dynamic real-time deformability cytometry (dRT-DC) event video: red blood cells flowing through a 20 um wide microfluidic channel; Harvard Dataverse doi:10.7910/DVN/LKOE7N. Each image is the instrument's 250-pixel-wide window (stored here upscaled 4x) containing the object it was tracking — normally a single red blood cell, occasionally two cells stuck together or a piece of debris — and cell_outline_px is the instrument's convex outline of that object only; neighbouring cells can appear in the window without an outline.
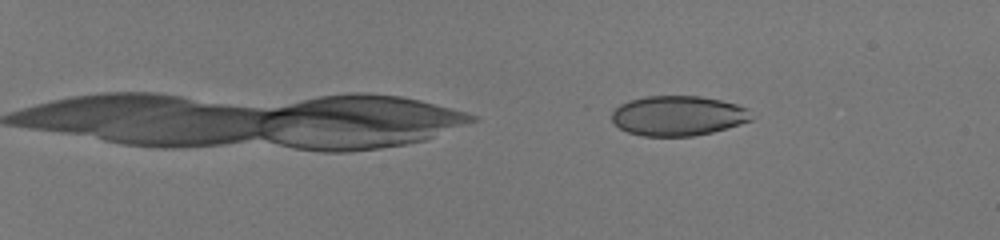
{"species": "human", "species_latin": "Homo sapiens", "temperature_condition": "room temperature", "stored_images_in_passage": 57, "camera_frame_rate_fps": 3000, "um_per_image_px": 0.085, "donor": {"sex": "male"}, "frame": {"image": 1, "passage_image": 11, "time_ms": 3.333, "image_size_px": [1000, 240], "cell_outline_px": [[752, 120], [740, 124], [712, 132], [692, 136], [644, 136], [628, 132], [620, 128], [612, 120], [612, 112], [620, 104], [644, 96], [700, 96], [720, 100], [736, 104], [748, 108]], "centroid_in_image_um": [57.63, 9.84], "position_along_channel_um": 27.4, "area_um2": 32.31}}
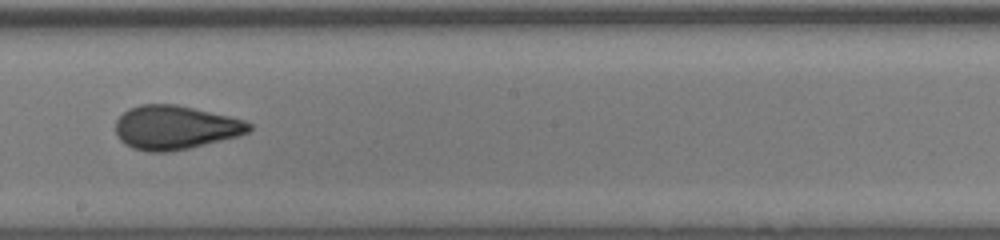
{"frame": {"image": 2, "passage_image": 39, "time_ms": 12.667, "image_size_px": [1000, 240], "cell_outline_px": [[252, 128], [248, 132], [236, 136], [188, 148], [168, 152], [148, 152], [132, 148], [124, 144], [120, 140], [116, 132], [116, 120], [128, 108], [140, 104], [176, 104], [228, 116], [244, 120], [252, 124]], "centroid_in_image_um": [14.85, 10.83], "position_along_channel_um": 233.3, "area_um2": 33.93}}
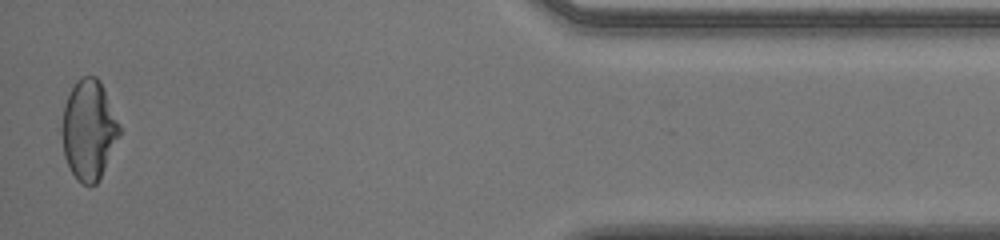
{"frame": {"image": 3, "passage_image": 57, "time_ms": 18.667, "image_size_px": [1000, 240], "cell_outline_px": [[120, 136], [100, 180], [96, 184], [84, 184], [76, 180], [64, 156], [56, 128], [64, 104], [76, 80], [84, 76], [96, 76], [100, 80], [120, 124]], "centroid_in_image_um": [7.49, 11.05], "position_along_channel_um": 427.7, "area_um2": 34.56}, "authors_computed_cell_mechanics": {"area_um2": 33.5818, "velocity_mm_per_s": 4.0376, "shape_relaxation_time_tau1_ms": null, "shape_relaxation_time_tau2_ms": 0.5867, "deformation_change_tau1": null, "deformation_change_tau2": 0.0531}}